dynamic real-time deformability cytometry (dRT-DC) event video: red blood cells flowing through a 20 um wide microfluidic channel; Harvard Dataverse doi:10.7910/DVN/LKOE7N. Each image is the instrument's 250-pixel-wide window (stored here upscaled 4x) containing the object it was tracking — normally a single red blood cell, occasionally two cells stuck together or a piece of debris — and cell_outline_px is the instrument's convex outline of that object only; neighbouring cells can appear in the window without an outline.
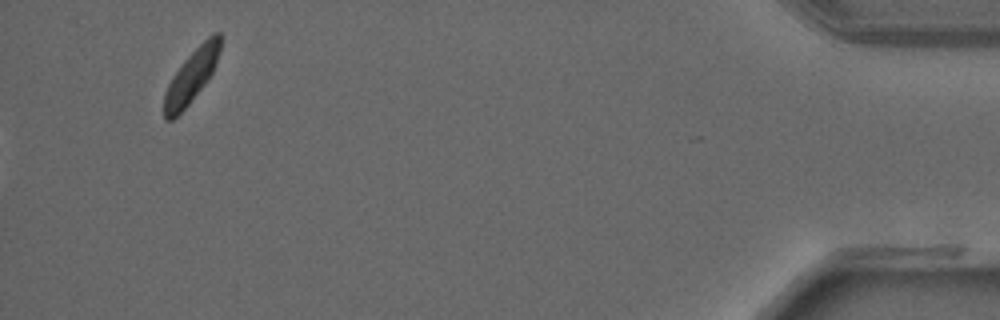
{"species": "common noctule bat (a hibernating species)", "species_latin": "Nyctalus noctula", "temperature_condition": "warm", "stored_images_in_passage": 41, "camera_frame_rate_fps": 3000, "um_per_image_px": 0.085, "animal": {"sex": "male", "forearm_length_mm": 52.5}, "frame": {"image": 1, "passage_image": 41, "time_ms": 13.333, "image_size_px": [1000, 320], "cell_outline_px": [[224, 36], [220, 52], [216, 64], [212, 72], [204, 84], [188, 104], [172, 120], [164, 120], [164, 92], [172, 76], [184, 60], [212, 32], [220, 32]], "centroid_in_image_um": [16.3, 6.41], "position_along_channel_um": 418.9, "area_um2": 17.28}}